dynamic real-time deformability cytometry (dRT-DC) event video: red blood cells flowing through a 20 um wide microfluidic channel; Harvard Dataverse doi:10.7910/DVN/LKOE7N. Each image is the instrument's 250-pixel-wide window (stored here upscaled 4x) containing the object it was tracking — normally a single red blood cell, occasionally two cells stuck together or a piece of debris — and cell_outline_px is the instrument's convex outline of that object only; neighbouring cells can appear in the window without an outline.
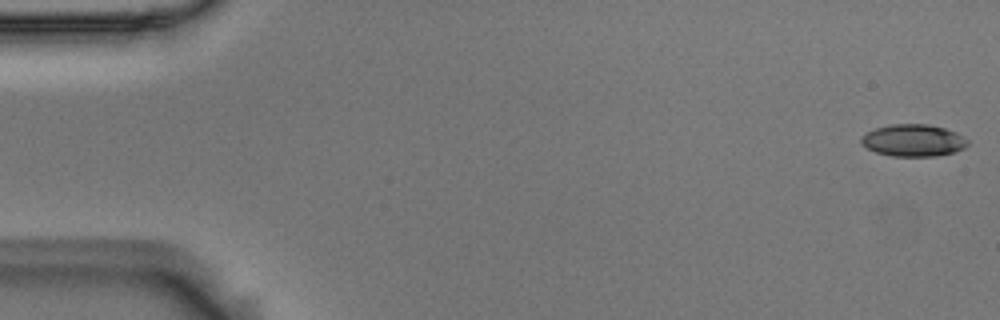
{"species": "Egyptian fruit bat (a non-hibernating species)", "species_latin": "Rousettus aegyptiacus", "temperature_condition": "room temperature", "stored_images_in_passage": 54, "camera_frame_rate_fps": 3000, "um_per_image_px": 0.085, "animal": {"sex": "male"}, "frame": {"image": 1, "passage_image": 1, "time_ms": 0.0, "image_size_px": [1000, 320], "cell_outline_px": [[968, 144], [964, 148], [956, 152], [936, 156], [892, 156], [876, 152], [860, 144], [860, 136], [876, 128], [892, 124], [928, 124], [944, 128], [956, 132], [964, 136], [968, 140]], "centroid_in_image_um": [77.64, 11.93], "position_along_channel_um": 7.4, "area_um2": 20.0}}
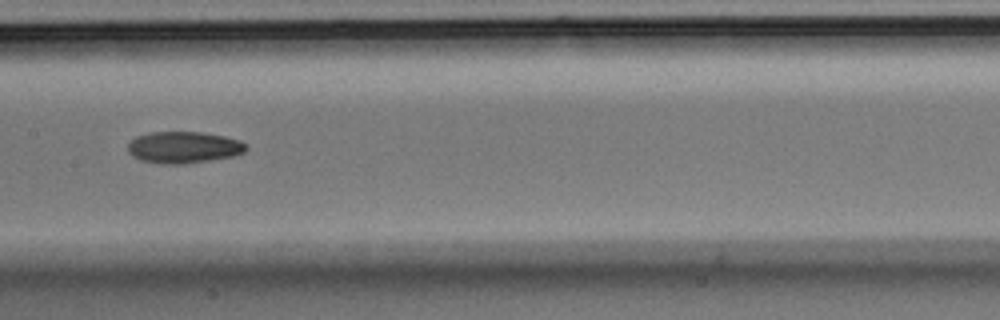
{"frame": {"image": 2, "passage_image": 27, "time_ms": 8.667, "image_size_px": [1000, 320], "cell_outline_px": [[248, 148], [244, 152], [236, 156], [212, 160], [184, 164], [156, 164], [140, 160], [132, 156], [128, 152], [128, 144], [136, 136], [148, 132], [200, 132], [224, 136], [240, 140]], "centroid_in_image_um": [15.6, 12.54], "position_along_channel_um": 191.8, "area_um2": 22.08}}
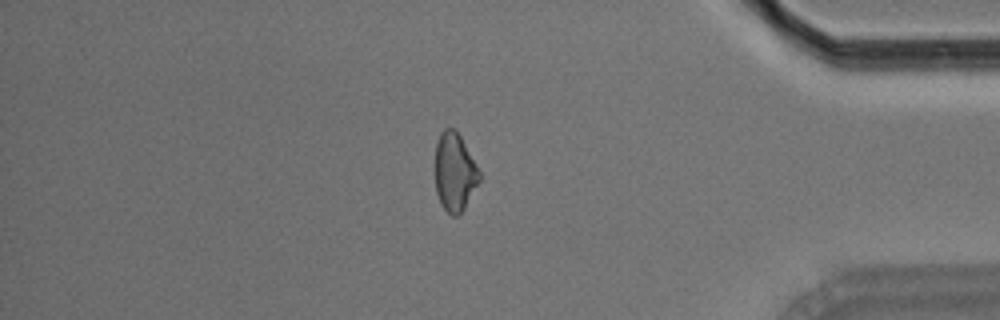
{"frame": {"image": 3, "passage_image": 46, "time_ms": 15.0, "image_size_px": [1000, 320], "cell_outline_px": [[480, 180], [464, 208], [456, 216], [452, 216], [440, 204], [436, 192], [436, 144], [440, 132], [444, 128], [456, 128], [476, 164], [480, 172]], "centroid_in_image_um": [38.64, 14.6], "position_along_channel_um": 396.6, "area_um2": 20.06}, "authors_computed_cell_mechanics": {"area_um2": 20.8658, "velocity_mm_per_s": 3.7228, "shape_relaxation_time_tau1_ms": 7.3409, "shape_relaxation_time_tau2_ms": null, "deformation_change_tau1": 0.1574, "deformation_change_tau2": null}}